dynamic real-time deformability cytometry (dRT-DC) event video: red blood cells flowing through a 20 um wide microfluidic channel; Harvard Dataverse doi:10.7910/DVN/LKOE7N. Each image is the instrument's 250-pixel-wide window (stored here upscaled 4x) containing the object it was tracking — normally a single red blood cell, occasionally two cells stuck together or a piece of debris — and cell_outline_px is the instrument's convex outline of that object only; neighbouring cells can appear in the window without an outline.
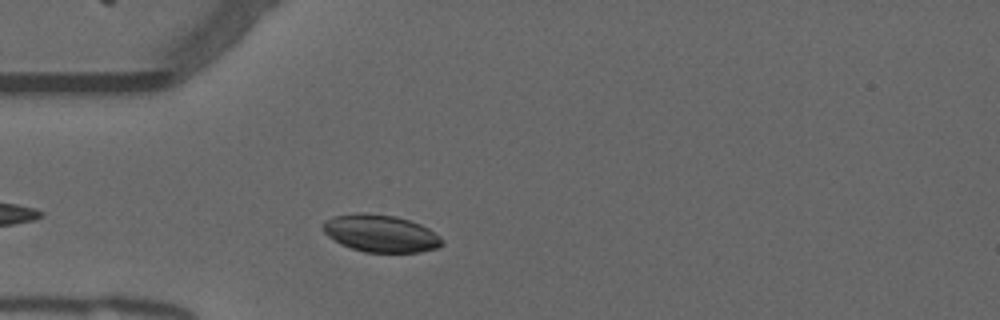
{"species": "common noctule bat (a hibernating species)", "species_latin": "Nyctalus noctula", "temperature_condition": "warm", "stored_images_in_passage": 38, "camera_frame_rate_fps": 3000, "um_per_image_px": 0.085, "animal": {"sex": "male", "forearm_length_mm": 52.5}, "frame": {"image": 1, "passage_image": 5, "time_ms": 1.333, "image_size_px": [1000, 320], "cell_outline_px": [[444, 244], [436, 248], [420, 252], [364, 252], [340, 244], [332, 240], [324, 232], [324, 220], [332, 216], [360, 212], [368, 212], [396, 216], [420, 224], [428, 228], [440, 236], [444, 240]], "centroid_in_image_um": [32.35, 19.83], "position_along_channel_um": 52.7, "area_um2": 26.07}}
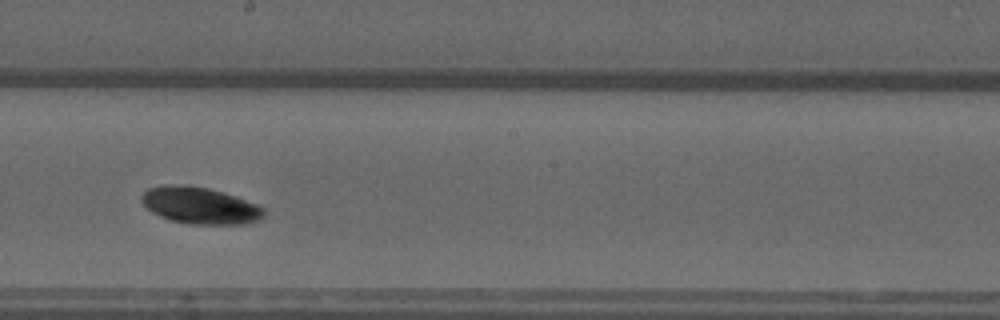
{"frame": {"image": 2, "passage_image": 20, "time_ms": 6.333, "image_size_px": [1000, 320], "cell_outline_px": [[264, 216], [260, 220], [244, 224], [188, 224], [168, 220], [152, 212], [140, 200], [140, 196], [148, 188], [164, 184], [188, 184], [208, 188], [236, 196], [256, 204], [264, 208]], "centroid_in_image_um": [16.97, 17.46], "position_along_channel_um": 231.2, "area_um2": 26.47}}
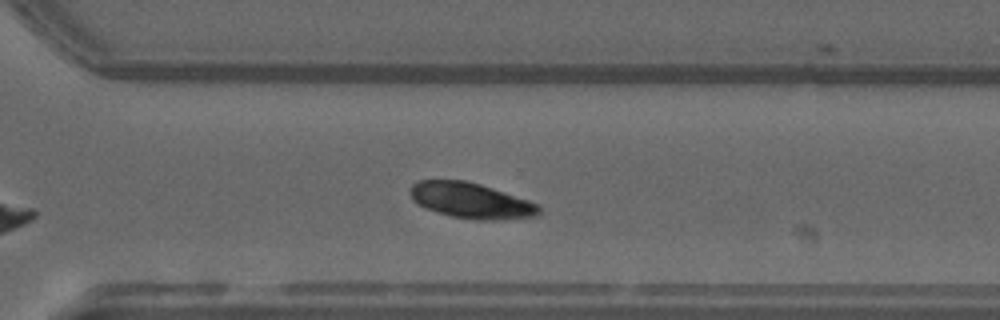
{"frame": {"image": 3, "passage_image": 28, "time_ms": 9.0, "image_size_px": [1000, 320], "cell_outline_px": [[540, 212], [536, 216], [500, 220], [476, 220], [452, 216], [424, 208], [412, 200], [408, 192], [412, 184], [416, 180], [464, 180], [480, 184], [528, 200], [536, 204], [540, 208]], "centroid_in_image_um": [39.98, 17.04], "position_along_channel_um": 330.6, "area_um2": 26.7}}